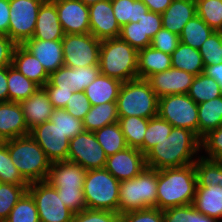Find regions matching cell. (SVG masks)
I'll list each match as a JSON object with an SVG mask.
<instances>
[{
    "label": "cell",
    "mask_w": 222,
    "mask_h": 222,
    "mask_svg": "<svg viewBox=\"0 0 222 222\" xmlns=\"http://www.w3.org/2000/svg\"><path fill=\"white\" fill-rule=\"evenodd\" d=\"M82 3H84L86 6H90L95 4L98 1H102V0H80Z\"/></svg>",
    "instance_id": "cell-61"
},
{
    "label": "cell",
    "mask_w": 222,
    "mask_h": 222,
    "mask_svg": "<svg viewBox=\"0 0 222 222\" xmlns=\"http://www.w3.org/2000/svg\"><path fill=\"white\" fill-rule=\"evenodd\" d=\"M86 172L87 170L79 164L58 161L51 164L46 180L56 188L64 205L74 213L87 208L83 193Z\"/></svg>",
    "instance_id": "cell-5"
},
{
    "label": "cell",
    "mask_w": 222,
    "mask_h": 222,
    "mask_svg": "<svg viewBox=\"0 0 222 222\" xmlns=\"http://www.w3.org/2000/svg\"><path fill=\"white\" fill-rule=\"evenodd\" d=\"M144 32V48L150 46L151 39L162 28L161 14L152 11L146 12L144 16L138 21Z\"/></svg>",
    "instance_id": "cell-50"
},
{
    "label": "cell",
    "mask_w": 222,
    "mask_h": 222,
    "mask_svg": "<svg viewBox=\"0 0 222 222\" xmlns=\"http://www.w3.org/2000/svg\"><path fill=\"white\" fill-rule=\"evenodd\" d=\"M187 95L197 104L222 96L220 85L204 73L194 77Z\"/></svg>",
    "instance_id": "cell-35"
},
{
    "label": "cell",
    "mask_w": 222,
    "mask_h": 222,
    "mask_svg": "<svg viewBox=\"0 0 222 222\" xmlns=\"http://www.w3.org/2000/svg\"><path fill=\"white\" fill-rule=\"evenodd\" d=\"M171 67V55L151 46L138 50V78L147 79L151 75Z\"/></svg>",
    "instance_id": "cell-27"
},
{
    "label": "cell",
    "mask_w": 222,
    "mask_h": 222,
    "mask_svg": "<svg viewBox=\"0 0 222 222\" xmlns=\"http://www.w3.org/2000/svg\"><path fill=\"white\" fill-rule=\"evenodd\" d=\"M116 102L93 105L83 120L85 131L95 132L106 125L118 122Z\"/></svg>",
    "instance_id": "cell-30"
},
{
    "label": "cell",
    "mask_w": 222,
    "mask_h": 222,
    "mask_svg": "<svg viewBox=\"0 0 222 222\" xmlns=\"http://www.w3.org/2000/svg\"><path fill=\"white\" fill-rule=\"evenodd\" d=\"M203 150V158L222 161V125L201 139V151Z\"/></svg>",
    "instance_id": "cell-46"
},
{
    "label": "cell",
    "mask_w": 222,
    "mask_h": 222,
    "mask_svg": "<svg viewBox=\"0 0 222 222\" xmlns=\"http://www.w3.org/2000/svg\"><path fill=\"white\" fill-rule=\"evenodd\" d=\"M149 119L136 116L119 117L122 133L128 147L139 149L143 153L144 135Z\"/></svg>",
    "instance_id": "cell-32"
},
{
    "label": "cell",
    "mask_w": 222,
    "mask_h": 222,
    "mask_svg": "<svg viewBox=\"0 0 222 222\" xmlns=\"http://www.w3.org/2000/svg\"><path fill=\"white\" fill-rule=\"evenodd\" d=\"M196 12V0H172V3L161 14L162 28L180 35L185 24Z\"/></svg>",
    "instance_id": "cell-23"
},
{
    "label": "cell",
    "mask_w": 222,
    "mask_h": 222,
    "mask_svg": "<svg viewBox=\"0 0 222 222\" xmlns=\"http://www.w3.org/2000/svg\"><path fill=\"white\" fill-rule=\"evenodd\" d=\"M158 115L173 127L188 129L198 136V104L187 94L159 98Z\"/></svg>",
    "instance_id": "cell-10"
},
{
    "label": "cell",
    "mask_w": 222,
    "mask_h": 222,
    "mask_svg": "<svg viewBox=\"0 0 222 222\" xmlns=\"http://www.w3.org/2000/svg\"><path fill=\"white\" fill-rule=\"evenodd\" d=\"M5 142L12 162L29 184L47 180L52 162L30 134Z\"/></svg>",
    "instance_id": "cell-4"
},
{
    "label": "cell",
    "mask_w": 222,
    "mask_h": 222,
    "mask_svg": "<svg viewBox=\"0 0 222 222\" xmlns=\"http://www.w3.org/2000/svg\"><path fill=\"white\" fill-rule=\"evenodd\" d=\"M49 96V100L55 109L65 108L74 90H59L55 86H43Z\"/></svg>",
    "instance_id": "cell-55"
},
{
    "label": "cell",
    "mask_w": 222,
    "mask_h": 222,
    "mask_svg": "<svg viewBox=\"0 0 222 222\" xmlns=\"http://www.w3.org/2000/svg\"><path fill=\"white\" fill-rule=\"evenodd\" d=\"M107 156L94 132L83 131L69 142L67 161L81 165L85 170L103 169Z\"/></svg>",
    "instance_id": "cell-13"
},
{
    "label": "cell",
    "mask_w": 222,
    "mask_h": 222,
    "mask_svg": "<svg viewBox=\"0 0 222 222\" xmlns=\"http://www.w3.org/2000/svg\"><path fill=\"white\" fill-rule=\"evenodd\" d=\"M28 186L0 182V222L8 218L12 208L27 192Z\"/></svg>",
    "instance_id": "cell-42"
},
{
    "label": "cell",
    "mask_w": 222,
    "mask_h": 222,
    "mask_svg": "<svg viewBox=\"0 0 222 222\" xmlns=\"http://www.w3.org/2000/svg\"><path fill=\"white\" fill-rule=\"evenodd\" d=\"M122 82L99 74L84 90L90 104L98 105L107 102H116Z\"/></svg>",
    "instance_id": "cell-26"
},
{
    "label": "cell",
    "mask_w": 222,
    "mask_h": 222,
    "mask_svg": "<svg viewBox=\"0 0 222 222\" xmlns=\"http://www.w3.org/2000/svg\"><path fill=\"white\" fill-rule=\"evenodd\" d=\"M27 192L35 201L40 222H72L74 212L64 205L49 182L30 183Z\"/></svg>",
    "instance_id": "cell-9"
},
{
    "label": "cell",
    "mask_w": 222,
    "mask_h": 222,
    "mask_svg": "<svg viewBox=\"0 0 222 222\" xmlns=\"http://www.w3.org/2000/svg\"><path fill=\"white\" fill-rule=\"evenodd\" d=\"M148 7L149 11L162 14L168 6L172 3V0H141Z\"/></svg>",
    "instance_id": "cell-58"
},
{
    "label": "cell",
    "mask_w": 222,
    "mask_h": 222,
    "mask_svg": "<svg viewBox=\"0 0 222 222\" xmlns=\"http://www.w3.org/2000/svg\"><path fill=\"white\" fill-rule=\"evenodd\" d=\"M222 125V96L198 104V137Z\"/></svg>",
    "instance_id": "cell-28"
},
{
    "label": "cell",
    "mask_w": 222,
    "mask_h": 222,
    "mask_svg": "<svg viewBox=\"0 0 222 222\" xmlns=\"http://www.w3.org/2000/svg\"><path fill=\"white\" fill-rule=\"evenodd\" d=\"M201 152V139L192 131L173 127L169 136L146 154V166L151 169L180 168L194 164Z\"/></svg>",
    "instance_id": "cell-1"
},
{
    "label": "cell",
    "mask_w": 222,
    "mask_h": 222,
    "mask_svg": "<svg viewBox=\"0 0 222 222\" xmlns=\"http://www.w3.org/2000/svg\"><path fill=\"white\" fill-rule=\"evenodd\" d=\"M164 222H221L200 213L193 204L171 207L162 211Z\"/></svg>",
    "instance_id": "cell-38"
},
{
    "label": "cell",
    "mask_w": 222,
    "mask_h": 222,
    "mask_svg": "<svg viewBox=\"0 0 222 222\" xmlns=\"http://www.w3.org/2000/svg\"><path fill=\"white\" fill-rule=\"evenodd\" d=\"M173 126L159 115L149 119L144 135L143 154L145 155L153 146L167 138Z\"/></svg>",
    "instance_id": "cell-39"
},
{
    "label": "cell",
    "mask_w": 222,
    "mask_h": 222,
    "mask_svg": "<svg viewBox=\"0 0 222 222\" xmlns=\"http://www.w3.org/2000/svg\"><path fill=\"white\" fill-rule=\"evenodd\" d=\"M204 66L222 63V32L214 31L199 49Z\"/></svg>",
    "instance_id": "cell-45"
},
{
    "label": "cell",
    "mask_w": 222,
    "mask_h": 222,
    "mask_svg": "<svg viewBox=\"0 0 222 222\" xmlns=\"http://www.w3.org/2000/svg\"><path fill=\"white\" fill-rule=\"evenodd\" d=\"M29 130L49 121L54 111L49 96L43 87L38 88L30 97L20 102Z\"/></svg>",
    "instance_id": "cell-20"
},
{
    "label": "cell",
    "mask_w": 222,
    "mask_h": 222,
    "mask_svg": "<svg viewBox=\"0 0 222 222\" xmlns=\"http://www.w3.org/2000/svg\"><path fill=\"white\" fill-rule=\"evenodd\" d=\"M180 43L179 35L172 33L164 28L151 39L150 46L163 53L171 55Z\"/></svg>",
    "instance_id": "cell-48"
},
{
    "label": "cell",
    "mask_w": 222,
    "mask_h": 222,
    "mask_svg": "<svg viewBox=\"0 0 222 222\" xmlns=\"http://www.w3.org/2000/svg\"><path fill=\"white\" fill-rule=\"evenodd\" d=\"M90 33L100 41L120 36L111 0L98 1L89 6Z\"/></svg>",
    "instance_id": "cell-17"
},
{
    "label": "cell",
    "mask_w": 222,
    "mask_h": 222,
    "mask_svg": "<svg viewBox=\"0 0 222 222\" xmlns=\"http://www.w3.org/2000/svg\"><path fill=\"white\" fill-rule=\"evenodd\" d=\"M116 104L119 117L150 119L158 115L159 98L146 79L136 78L122 83Z\"/></svg>",
    "instance_id": "cell-7"
},
{
    "label": "cell",
    "mask_w": 222,
    "mask_h": 222,
    "mask_svg": "<svg viewBox=\"0 0 222 222\" xmlns=\"http://www.w3.org/2000/svg\"><path fill=\"white\" fill-rule=\"evenodd\" d=\"M101 74L122 83L138 78V50L120 37L101 41L99 51Z\"/></svg>",
    "instance_id": "cell-3"
},
{
    "label": "cell",
    "mask_w": 222,
    "mask_h": 222,
    "mask_svg": "<svg viewBox=\"0 0 222 222\" xmlns=\"http://www.w3.org/2000/svg\"><path fill=\"white\" fill-rule=\"evenodd\" d=\"M94 135L107 157L128 147L118 122L96 130Z\"/></svg>",
    "instance_id": "cell-33"
},
{
    "label": "cell",
    "mask_w": 222,
    "mask_h": 222,
    "mask_svg": "<svg viewBox=\"0 0 222 222\" xmlns=\"http://www.w3.org/2000/svg\"><path fill=\"white\" fill-rule=\"evenodd\" d=\"M64 66L79 68L99 65V51L101 41L91 33L65 34L63 37Z\"/></svg>",
    "instance_id": "cell-11"
},
{
    "label": "cell",
    "mask_w": 222,
    "mask_h": 222,
    "mask_svg": "<svg viewBox=\"0 0 222 222\" xmlns=\"http://www.w3.org/2000/svg\"><path fill=\"white\" fill-rule=\"evenodd\" d=\"M44 86L59 87V90H73V68L62 66L49 74V80Z\"/></svg>",
    "instance_id": "cell-54"
},
{
    "label": "cell",
    "mask_w": 222,
    "mask_h": 222,
    "mask_svg": "<svg viewBox=\"0 0 222 222\" xmlns=\"http://www.w3.org/2000/svg\"><path fill=\"white\" fill-rule=\"evenodd\" d=\"M5 222H40L35 201L28 192L12 208Z\"/></svg>",
    "instance_id": "cell-41"
},
{
    "label": "cell",
    "mask_w": 222,
    "mask_h": 222,
    "mask_svg": "<svg viewBox=\"0 0 222 222\" xmlns=\"http://www.w3.org/2000/svg\"><path fill=\"white\" fill-rule=\"evenodd\" d=\"M0 182L14 185H29L12 162L5 141L0 142Z\"/></svg>",
    "instance_id": "cell-43"
},
{
    "label": "cell",
    "mask_w": 222,
    "mask_h": 222,
    "mask_svg": "<svg viewBox=\"0 0 222 222\" xmlns=\"http://www.w3.org/2000/svg\"><path fill=\"white\" fill-rule=\"evenodd\" d=\"M119 37L137 50L144 48V32L138 22H130L121 27Z\"/></svg>",
    "instance_id": "cell-52"
},
{
    "label": "cell",
    "mask_w": 222,
    "mask_h": 222,
    "mask_svg": "<svg viewBox=\"0 0 222 222\" xmlns=\"http://www.w3.org/2000/svg\"><path fill=\"white\" fill-rule=\"evenodd\" d=\"M146 167L145 155L139 149L127 147L108 156L104 168L122 182L135 178Z\"/></svg>",
    "instance_id": "cell-15"
},
{
    "label": "cell",
    "mask_w": 222,
    "mask_h": 222,
    "mask_svg": "<svg viewBox=\"0 0 222 222\" xmlns=\"http://www.w3.org/2000/svg\"><path fill=\"white\" fill-rule=\"evenodd\" d=\"M23 46L38 59L49 74L64 66L61 40H27Z\"/></svg>",
    "instance_id": "cell-21"
},
{
    "label": "cell",
    "mask_w": 222,
    "mask_h": 222,
    "mask_svg": "<svg viewBox=\"0 0 222 222\" xmlns=\"http://www.w3.org/2000/svg\"><path fill=\"white\" fill-rule=\"evenodd\" d=\"M197 187L216 186L221 182V161L198 156L194 163Z\"/></svg>",
    "instance_id": "cell-37"
},
{
    "label": "cell",
    "mask_w": 222,
    "mask_h": 222,
    "mask_svg": "<svg viewBox=\"0 0 222 222\" xmlns=\"http://www.w3.org/2000/svg\"><path fill=\"white\" fill-rule=\"evenodd\" d=\"M197 189V175L194 164L180 168L157 170V208L193 204Z\"/></svg>",
    "instance_id": "cell-2"
},
{
    "label": "cell",
    "mask_w": 222,
    "mask_h": 222,
    "mask_svg": "<svg viewBox=\"0 0 222 222\" xmlns=\"http://www.w3.org/2000/svg\"><path fill=\"white\" fill-rule=\"evenodd\" d=\"M120 182L105 168L87 170L83 193L88 209L118 213Z\"/></svg>",
    "instance_id": "cell-8"
},
{
    "label": "cell",
    "mask_w": 222,
    "mask_h": 222,
    "mask_svg": "<svg viewBox=\"0 0 222 222\" xmlns=\"http://www.w3.org/2000/svg\"><path fill=\"white\" fill-rule=\"evenodd\" d=\"M7 82L9 101L11 102L20 103L40 88L12 65L7 67Z\"/></svg>",
    "instance_id": "cell-31"
},
{
    "label": "cell",
    "mask_w": 222,
    "mask_h": 222,
    "mask_svg": "<svg viewBox=\"0 0 222 222\" xmlns=\"http://www.w3.org/2000/svg\"><path fill=\"white\" fill-rule=\"evenodd\" d=\"M101 73L99 65L73 68V90L84 91Z\"/></svg>",
    "instance_id": "cell-49"
},
{
    "label": "cell",
    "mask_w": 222,
    "mask_h": 222,
    "mask_svg": "<svg viewBox=\"0 0 222 222\" xmlns=\"http://www.w3.org/2000/svg\"><path fill=\"white\" fill-rule=\"evenodd\" d=\"M72 222H121V215L113 211L86 208L74 213Z\"/></svg>",
    "instance_id": "cell-47"
},
{
    "label": "cell",
    "mask_w": 222,
    "mask_h": 222,
    "mask_svg": "<svg viewBox=\"0 0 222 222\" xmlns=\"http://www.w3.org/2000/svg\"><path fill=\"white\" fill-rule=\"evenodd\" d=\"M214 30L198 15H195L184 26L180 33V42L194 49H200L202 44L211 36Z\"/></svg>",
    "instance_id": "cell-34"
},
{
    "label": "cell",
    "mask_w": 222,
    "mask_h": 222,
    "mask_svg": "<svg viewBox=\"0 0 222 222\" xmlns=\"http://www.w3.org/2000/svg\"><path fill=\"white\" fill-rule=\"evenodd\" d=\"M50 121L54 123L69 139L84 131L83 121L73 117L65 109H54Z\"/></svg>",
    "instance_id": "cell-44"
},
{
    "label": "cell",
    "mask_w": 222,
    "mask_h": 222,
    "mask_svg": "<svg viewBox=\"0 0 222 222\" xmlns=\"http://www.w3.org/2000/svg\"><path fill=\"white\" fill-rule=\"evenodd\" d=\"M157 208V170L146 167L135 178L120 182L118 214Z\"/></svg>",
    "instance_id": "cell-6"
},
{
    "label": "cell",
    "mask_w": 222,
    "mask_h": 222,
    "mask_svg": "<svg viewBox=\"0 0 222 222\" xmlns=\"http://www.w3.org/2000/svg\"><path fill=\"white\" fill-rule=\"evenodd\" d=\"M196 12L214 31L222 32V0H196Z\"/></svg>",
    "instance_id": "cell-40"
},
{
    "label": "cell",
    "mask_w": 222,
    "mask_h": 222,
    "mask_svg": "<svg viewBox=\"0 0 222 222\" xmlns=\"http://www.w3.org/2000/svg\"><path fill=\"white\" fill-rule=\"evenodd\" d=\"M57 1H60V0H44V2H48V3H54V2H57Z\"/></svg>",
    "instance_id": "cell-62"
},
{
    "label": "cell",
    "mask_w": 222,
    "mask_h": 222,
    "mask_svg": "<svg viewBox=\"0 0 222 222\" xmlns=\"http://www.w3.org/2000/svg\"><path fill=\"white\" fill-rule=\"evenodd\" d=\"M12 66L39 87H43L49 80V73L38 59L23 45H16Z\"/></svg>",
    "instance_id": "cell-24"
},
{
    "label": "cell",
    "mask_w": 222,
    "mask_h": 222,
    "mask_svg": "<svg viewBox=\"0 0 222 222\" xmlns=\"http://www.w3.org/2000/svg\"><path fill=\"white\" fill-rule=\"evenodd\" d=\"M91 106L84 91H78L71 95L64 109L73 117L83 121Z\"/></svg>",
    "instance_id": "cell-51"
},
{
    "label": "cell",
    "mask_w": 222,
    "mask_h": 222,
    "mask_svg": "<svg viewBox=\"0 0 222 222\" xmlns=\"http://www.w3.org/2000/svg\"><path fill=\"white\" fill-rule=\"evenodd\" d=\"M9 18V0H0V35L8 36Z\"/></svg>",
    "instance_id": "cell-57"
},
{
    "label": "cell",
    "mask_w": 222,
    "mask_h": 222,
    "mask_svg": "<svg viewBox=\"0 0 222 222\" xmlns=\"http://www.w3.org/2000/svg\"><path fill=\"white\" fill-rule=\"evenodd\" d=\"M193 205L200 213L222 222V161L221 182L216 186L197 187Z\"/></svg>",
    "instance_id": "cell-25"
},
{
    "label": "cell",
    "mask_w": 222,
    "mask_h": 222,
    "mask_svg": "<svg viewBox=\"0 0 222 222\" xmlns=\"http://www.w3.org/2000/svg\"><path fill=\"white\" fill-rule=\"evenodd\" d=\"M65 36L54 3L43 2L35 24L34 35L29 40L54 41Z\"/></svg>",
    "instance_id": "cell-22"
},
{
    "label": "cell",
    "mask_w": 222,
    "mask_h": 222,
    "mask_svg": "<svg viewBox=\"0 0 222 222\" xmlns=\"http://www.w3.org/2000/svg\"><path fill=\"white\" fill-rule=\"evenodd\" d=\"M54 4L65 34L90 33L89 6L80 0H60Z\"/></svg>",
    "instance_id": "cell-16"
},
{
    "label": "cell",
    "mask_w": 222,
    "mask_h": 222,
    "mask_svg": "<svg viewBox=\"0 0 222 222\" xmlns=\"http://www.w3.org/2000/svg\"><path fill=\"white\" fill-rule=\"evenodd\" d=\"M121 222H164L162 210L146 208L121 215Z\"/></svg>",
    "instance_id": "cell-53"
},
{
    "label": "cell",
    "mask_w": 222,
    "mask_h": 222,
    "mask_svg": "<svg viewBox=\"0 0 222 222\" xmlns=\"http://www.w3.org/2000/svg\"><path fill=\"white\" fill-rule=\"evenodd\" d=\"M194 77L191 73L171 67L151 75L146 80L158 98H161L168 95L187 94Z\"/></svg>",
    "instance_id": "cell-18"
},
{
    "label": "cell",
    "mask_w": 222,
    "mask_h": 222,
    "mask_svg": "<svg viewBox=\"0 0 222 222\" xmlns=\"http://www.w3.org/2000/svg\"><path fill=\"white\" fill-rule=\"evenodd\" d=\"M44 0H9L8 37L23 45L34 35L36 19Z\"/></svg>",
    "instance_id": "cell-12"
},
{
    "label": "cell",
    "mask_w": 222,
    "mask_h": 222,
    "mask_svg": "<svg viewBox=\"0 0 222 222\" xmlns=\"http://www.w3.org/2000/svg\"><path fill=\"white\" fill-rule=\"evenodd\" d=\"M203 73L211 78H214L222 90V63L204 66Z\"/></svg>",
    "instance_id": "cell-60"
},
{
    "label": "cell",
    "mask_w": 222,
    "mask_h": 222,
    "mask_svg": "<svg viewBox=\"0 0 222 222\" xmlns=\"http://www.w3.org/2000/svg\"><path fill=\"white\" fill-rule=\"evenodd\" d=\"M30 134L20 103L0 102V141Z\"/></svg>",
    "instance_id": "cell-19"
},
{
    "label": "cell",
    "mask_w": 222,
    "mask_h": 222,
    "mask_svg": "<svg viewBox=\"0 0 222 222\" xmlns=\"http://www.w3.org/2000/svg\"><path fill=\"white\" fill-rule=\"evenodd\" d=\"M16 45L7 35H0V68L12 65Z\"/></svg>",
    "instance_id": "cell-56"
},
{
    "label": "cell",
    "mask_w": 222,
    "mask_h": 222,
    "mask_svg": "<svg viewBox=\"0 0 222 222\" xmlns=\"http://www.w3.org/2000/svg\"><path fill=\"white\" fill-rule=\"evenodd\" d=\"M111 2L120 27L130 22H138L148 12V7L141 0H111Z\"/></svg>",
    "instance_id": "cell-36"
},
{
    "label": "cell",
    "mask_w": 222,
    "mask_h": 222,
    "mask_svg": "<svg viewBox=\"0 0 222 222\" xmlns=\"http://www.w3.org/2000/svg\"><path fill=\"white\" fill-rule=\"evenodd\" d=\"M172 68L184 70L197 76L204 71V63L198 49L179 43L176 50L171 54Z\"/></svg>",
    "instance_id": "cell-29"
},
{
    "label": "cell",
    "mask_w": 222,
    "mask_h": 222,
    "mask_svg": "<svg viewBox=\"0 0 222 222\" xmlns=\"http://www.w3.org/2000/svg\"><path fill=\"white\" fill-rule=\"evenodd\" d=\"M9 101L7 67L0 68V102Z\"/></svg>",
    "instance_id": "cell-59"
},
{
    "label": "cell",
    "mask_w": 222,
    "mask_h": 222,
    "mask_svg": "<svg viewBox=\"0 0 222 222\" xmlns=\"http://www.w3.org/2000/svg\"><path fill=\"white\" fill-rule=\"evenodd\" d=\"M30 136L39 144L52 163L67 161L70 139L50 120L31 129Z\"/></svg>",
    "instance_id": "cell-14"
}]
</instances>
